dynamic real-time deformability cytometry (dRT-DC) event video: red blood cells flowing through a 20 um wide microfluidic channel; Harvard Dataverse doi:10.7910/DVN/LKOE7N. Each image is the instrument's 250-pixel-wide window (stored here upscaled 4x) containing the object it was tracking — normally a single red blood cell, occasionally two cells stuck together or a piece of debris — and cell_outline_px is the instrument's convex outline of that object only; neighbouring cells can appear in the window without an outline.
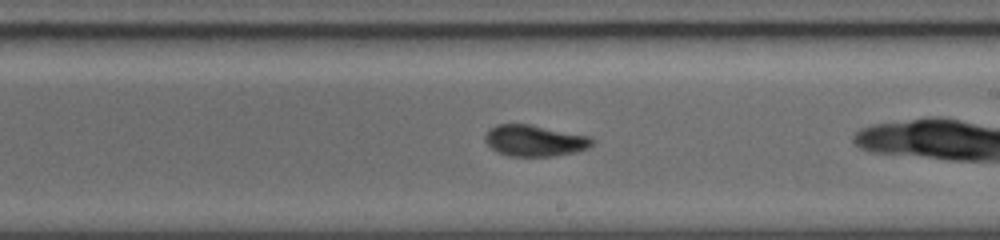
{"species": "common noctule bat (a hibernating species)", "species_latin": "Nyctalus noctula", "temperature_condition": "warm", "stored_images_in_passage": 25, "camera_frame_rate_fps": 5000, "um_per_image_px": 0.085, "animal": {"sex": "female", "body_mass_g": 19.0, "forearm_length_mm": 56.7}, "frame": {"image": 1, "passage_image": 11, "time_ms": 4.2, "image_size_px": [1000, 240], "cell_outline_px": [[596, 140], [588, 148], [576, 152], [552, 156], [508, 156], [496, 152], [484, 140], [484, 136], [488, 128], [496, 124], [532, 124], [592, 136]], "centroid_in_image_um": [45.46, 11.94], "position_along_channel_um": 243.5, "area_um2": 19.94}}